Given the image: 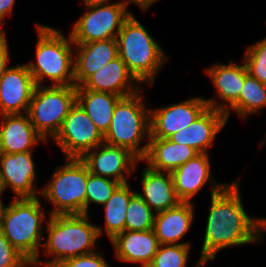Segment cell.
I'll use <instances>...</instances> for the list:
<instances>
[{
	"mask_svg": "<svg viewBox=\"0 0 266 267\" xmlns=\"http://www.w3.org/2000/svg\"><path fill=\"white\" fill-rule=\"evenodd\" d=\"M211 183V209L207 218L201 257L195 267L215 259L219 250L262 239L261 219L245 212L238 179L231 184Z\"/></svg>",
	"mask_w": 266,
	"mask_h": 267,
	"instance_id": "1",
	"label": "cell"
},
{
	"mask_svg": "<svg viewBox=\"0 0 266 267\" xmlns=\"http://www.w3.org/2000/svg\"><path fill=\"white\" fill-rule=\"evenodd\" d=\"M48 238L43 243L45 254L55 255L44 262L45 267H56L63 260L92 253L103 230L89 223L88 214L50 215Z\"/></svg>",
	"mask_w": 266,
	"mask_h": 267,
	"instance_id": "2",
	"label": "cell"
},
{
	"mask_svg": "<svg viewBox=\"0 0 266 267\" xmlns=\"http://www.w3.org/2000/svg\"><path fill=\"white\" fill-rule=\"evenodd\" d=\"M118 56L140 82L152 83L167 55L141 23L131 14L117 35Z\"/></svg>",
	"mask_w": 266,
	"mask_h": 267,
	"instance_id": "3",
	"label": "cell"
},
{
	"mask_svg": "<svg viewBox=\"0 0 266 267\" xmlns=\"http://www.w3.org/2000/svg\"><path fill=\"white\" fill-rule=\"evenodd\" d=\"M11 205H7L0 230L31 265L38 266L40 239L43 236L41 223L45 219L38 197L16 198Z\"/></svg>",
	"mask_w": 266,
	"mask_h": 267,
	"instance_id": "4",
	"label": "cell"
},
{
	"mask_svg": "<svg viewBox=\"0 0 266 267\" xmlns=\"http://www.w3.org/2000/svg\"><path fill=\"white\" fill-rule=\"evenodd\" d=\"M37 31V62L27 65L35 84L41 86L44 78H50L55 86H75L71 35L67 39L59 30L44 25H38Z\"/></svg>",
	"mask_w": 266,
	"mask_h": 267,
	"instance_id": "5",
	"label": "cell"
},
{
	"mask_svg": "<svg viewBox=\"0 0 266 267\" xmlns=\"http://www.w3.org/2000/svg\"><path fill=\"white\" fill-rule=\"evenodd\" d=\"M139 92L123 97L116 105L113 118L104 142L128 149L140 161L146 155L148 143L142 147L139 144L150 136V110L143 103ZM147 133V134H146Z\"/></svg>",
	"mask_w": 266,
	"mask_h": 267,
	"instance_id": "6",
	"label": "cell"
},
{
	"mask_svg": "<svg viewBox=\"0 0 266 267\" xmlns=\"http://www.w3.org/2000/svg\"><path fill=\"white\" fill-rule=\"evenodd\" d=\"M53 173V180L40 190L55 208L50 215L86 214L88 168L80 158H66Z\"/></svg>",
	"mask_w": 266,
	"mask_h": 267,
	"instance_id": "7",
	"label": "cell"
},
{
	"mask_svg": "<svg viewBox=\"0 0 266 267\" xmlns=\"http://www.w3.org/2000/svg\"><path fill=\"white\" fill-rule=\"evenodd\" d=\"M75 103L76 86L36 85L27 114L44 140L47 135L54 139Z\"/></svg>",
	"mask_w": 266,
	"mask_h": 267,
	"instance_id": "8",
	"label": "cell"
},
{
	"mask_svg": "<svg viewBox=\"0 0 266 267\" xmlns=\"http://www.w3.org/2000/svg\"><path fill=\"white\" fill-rule=\"evenodd\" d=\"M103 5H86L89 8L88 12L78 19L71 30L73 43L117 38L123 23L132 13L127 10V6L122 1Z\"/></svg>",
	"mask_w": 266,
	"mask_h": 267,
	"instance_id": "9",
	"label": "cell"
},
{
	"mask_svg": "<svg viewBox=\"0 0 266 267\" xmlns=\"http://www.w3.org/2000/svg\"><path fill=\"white\" fill-rule=\"evenodd\" d=\"M53 140L66 158H81L86 152L102 144L104 136L76 102Z\"/></svg>",
	"mask_w": 266,
	"mask_h": 267,
	"instance_id": "10",
	"label": "cell"
},
{
	"mask_svg": "<svg viewBox=\"0 0 266 267\" xmlns=\"http://www.w3.org/2000/svg\"><path fill=\"white\" fill-rule=\"evenodd\" d=\"M207 108L206 99L195 97L154 111L150 110L149 138L168 139L191 125Z\"/></svg>",
	"mask_w": 266,
	"mask_h": 267,
	"instance_id": "11",
	"label": "cell"
},
{
	"mask_svg": "<svg viewBox=\"0 0 266 267\" xmlns=\"http://www.w3.org/2000/svg\"><path fill=\"white\" fill-rule=\"evenodd\" d=\"M80 159L90 173L115 180L121 184L127 183L123 172L131 174L137 161H140L128 149L105 142L86 152Z\"/></svg>",
	"mask_w": 266,
	"mask_h": 267,
	"instance_id": "12",
	"label": "cell"
},
{
	"mask_svg": "<svg viewBox=\"0 0 266 267\" xmlns=\"http://www.w3.org/2000/svg\"><path fill=\"white\" fill-rule=\"evenodd\" d=\"M35 86L27 64L8 68L0 78L1 116L27 113Z\"/></svg>",
	"mask_w": 266,
	"mask_h": 267,
	"instance_id": "13",
	"label": "cell"
},
{
	"mask_svg": "<svg viewBox=\"0 0 266 267\" xmlns=\"http://www.w3.org/2000/svg\"><path fill=\"white\" fill-rule=\"evenodd\" d=\"M0 179L3 191L11 187L16 198H35V162L31 152L16 154L0 153Z\"/></svg>",
	"mask_w": 266,
	"mask_h": 267,
	"instance_id": "14",
	"label": "cell"
},
{
	"mask_svg": "<svg viewBox=\"0 0 266 267\" xmlns=\"http://www.w3.org/2000/svg\"><path fill=\"white\" fill-rule=\"evenodd\" d=\"M226 123L227 117L224 112L208 107L196 121L168 139L191 147L198 153H207L216 134Z\"/></svg>",
	"mask_w": 266,
	"mask_h": 267,
	"instance_id": "15",
	"label": "cell"
},
{
	"mask_svg": "<svg viewBox=\"0 0 266 267\" xmlns=\"http://www.w3.org/2000/svg\"><path fill=\"white\" fill-rule=\"evenodd\" d=\"M132 81L139 85L126 64L118 56L92 74L81 86L88 90L128 97L139 92L138 85L133 86L130 83Z\"/></svg>",
	"mask_w": 266,
	"mask_h": 267,
	"instance_id": "16",
	"label": "cell"
},
{
	"mask_svg": "<svg viewBox=\"0 0 266 267\" xmlns=\"http://www.w3.org/2000/svg\"><path fill=\"white\" fill-rule=\"evenodd\" d=\"M111 243L118 259L140 263L141 267L150 265L160 246L153 229L147 231L125 230L117 234Z\"/></svg>",
	"mask_w": 266,
	"mask_h": 267,
	"instance_id": "17",
	"label": "cell"
},
{
	"mask_svg": "<svg viewBox=\"0 0 266 267\" xmlns=\"http://www.w3.org/2000/svg\"><path fill=\"white\" fill-rule=\"evenodd\" d=\"M208 75L216 88V94L223 102L228 104L216 105V101L206 100L208 107L226 114L229 118L230 107L239 99L241 89L244 86L245 77L248 74L245 63L243 65L233 64L232 61L227 65L217 64L212 68L206 69Z\"/></svg>",
	"mask_w": 266,
	"mask_h": 267,
	"instance_id": "18",
	"label": "cell"
},
{
	"mask_svg": "<svg viewBox=\"0 0 266 267\" xmlns=\"http://www.w3.org/2000/svg\"><path fill=\"white\" fill-rule=\"evenodd\" d=\"M77 53L74 62L75 86H81L92 74L106 63L118 57L116 39L93 41L89 43H74Z\"/></svg>",
	"mask_w": 266,
	"mask_h": 267,
	"instance_id": "19",
	"label": "cell"
},
{
	"mask_svg": "<svg viewBox=\"0 0 266 267\" xmlns=\"http://www.w3.org/2000/svg\"><path fill=\"white\" fill-rule=\"evenodd\" d=\"M0 126V153L31 152L32 146L44 138L37 132L29 115H2Z\"/></svg>",
	"mask_w": 266,
	"mask_h": 267,
	"instance_id": "20",
	"label": "cell"
},
{
	"mask_svg": "<svg viewBox=\"0 0 266 267\" xmlns=\"http://www.w3.org/2000/svg\"><path fill=\"white\" fill-rule=\"evenodd\" d=\"M142 185L143 194L136 193L155 213L174 208L182 202L176 194L170 172L147 167L142 173Z\"/></svg>",
	"mask_w": 266,
	"mask_h": 267,
	"instance_id": "21",
	"label": "cell"
},
{
	"mask_svg": "<svg viewBox=\"0 0 266 267\" xmlns=\"http://www.w3.org/2000/svg\"><path fill=\"white\" fill-rule=\"evenodd\" d=\"M210 174L207 153H199L173 170L171 176L178 198L182 202H190V199L202 189L208 180L210 183L213 181Z\"/></svg>",
	"mask_w": 266,
	"mask_h": 267,
	"instance_id": "22",
	"label": "cell"
},
{
	"mask_svg": "<svg viewBox=\"0 0 266 267\" xmlns=\"http://www.w3.org/2000/svg\"><path fill=\"white\" fill-rule=\"evenodd\" d=\"M148 149L142 160L148 167L159 172H172L199 153L188 146L169 139L148 138Z\"/></svg>",
	"mask_w": 266,
	"mask_h": 267,
	"instance_id": "23",
	"label": "cell"
},
{
	"mask_svg": "<svg viewBox=\"0 0 266 267\" xmlns=\"http://www.w3.org/2000/svg\"><path fill=\"white\" fill-rule=\"evenodd\" d=\"M193 212L191 202H181L174 208L155 213L153 230L159 243L177 244L190 229Z\"/></svg>",
	"mask_w": 266,
	"mask_h": 267,
	"instance_id": "24",
	"label": "cell"
},
{
	"mask_svg": "<svg viewBox=\"0 0 266 267\" xmlns=\"http://www.w3.org/2000/svg\"><path fill=\"white\" fill-rule=\"evenodd\" d=\"M122 98L107 92L84 89L82 86L76 87V102L103 136L107 133L114 109Z\"/></svg>",
	"mask_w": 266,
	"mask_h": 267,
	"instance_id": "25",
	"label": "cell"
},
{
	"mask_svg": "<svg viewBox=\"0 0 266 267\" xmlns=\"http://www.w3.org/2000/svg\"><path fill=\"white\" fill-rule=\"evenodd\" d=\"M136 192L130 190L128 182L120 184L103 205L105 207V228L110 241L125 231V218L131 197Z\"/></svg>",
	"mask_w": 266,
	"mask_h": 267,
	"instance_id": "26",
	"label": "cell"
},
{
	"mask_svg": "<svg viewBox=\"0 0 266 267\" xmlns=\"http://www.w3.org/2000/svg\"><path fill=\"white\" fill-rule=\"evenodd\" d=\"M265 106L266 84L261 83L248 73L239 99L230 108L235 110L240 117L245 118L250 113L259 112Z\"/></svg>",
	"mask_w": 266,
	"mask_h": 267,
	"instance_id": "27",
	"label": "cell"
},
{
	"mask_svg": "<svg viewBox=\"0 0 266 267\" xmlns=\"http://www.w3.org/2000/svg\"><path fill=\"white\" fill-rule=\"evenodd\" d=\"M155 212L135 193L127 207L125 230L147 231L153 229Z\"/></svg>",
	"mask_w": 266,
	"mask_h": 267,
	"instance_id": "28",
	"label": "cell"
},
{
	"mask_svg": "<svg viewBox=\"0 0 266 267\" xmlns=\"http://www.w3.org/2000/svg\"><path fill=\"white\" fill-rule=\"evenodd\" d=\"M189 243L160 244L148 267H186L189 256Z\"/></svg>",
	"mask_w": 266,
	"mask_h": 267,
	"instance_id": "29",
	"label": "cell"
},
{
	"mask_svg": "<svg viewBox=\"0 0 266 267\" xmlns=\"http://www.w3.org/2000/svg\"><path fill=\"white\" fill-rule=\"evenodd\" d=\"M120 184L121 183L115 180L92 174L88 170V182L86 185V214H88L90 203L104 205Z\"/></svg>",
	"mask_w": 266,
	"mask_h": 267,
	"instance_id": "30",
	"label": "cell"
},
{
	"mask_svg": "<svg viewBox=\"0 0 266 267\" xmlns=\"http://www.w3.org/2000/svg\"><path fill=\"white\" fill-rule=\"evenodd\" d=\"M244 63L251 76L266 84V38L248 46Z\"/></svg>",
	"mask_w": 266,
	"mask_h": 267,
	"instance_id": "31",
	"label": "cell"
},
{
	"mask_svg": "<svg viewBox=\"0 0 266 267\" xmlns=\"http://www.w3.org/2000/svg\"><path fill=\"white\" fill-rule=\"evenodd\" d=\"M31 263L18 252L0 230V267H27Z\"/></svg>",
	"mask_w": 266,
	"mask_h": 267,
	"instance_id": "32",
	"label": "cell"
},
{
	"mask_svg": "<svg viewBox=\"0 0 266 267\" xmlns=\"http://www.w3.org/2000/svg\"><path fill=\"white\" fill-rule=\"evenodd\" d=\"M56 267H110L102 255L92 252L63 260Z\"/></svg>",
	"mask_w": 266,
	"mask_h": 267,
	"instance_id": "33",
	"label": "cell"
},
{
	"mask_svg": "<svg viewBox=\"0 0 266 267\" xmlns=\"http://www.w3.org/2000/svg\"><path fill=\"white\" fill-rule=\"evenodd\" d=\"M5 34L4 32H0V78L9 68L7 62L10 60Z\"/></svg>",
	"mask_w": 266,
	"mask_h": 267,
	"instance_id": "34",
	"label": "cell"
},
{
	"mask_svg": "<svg viewBox=\"0 0 266 267\" xmlns=\"http://www.w3.org/2000/svg\"><path fill=\"white\" fill-rule=\"evenodd\" d=\"M15 4V0H0V26H1V22L3 21V18L8 14H11L12 12V8ZM0 32H4L1 31L0 28Z\"/></svg>",
	"mask_w": 266,
	"mask_h": 267,
	"instance_id": "35",
	"label": "cell"
},
{
	"mask_svg": "<svg viewBox=\"0 0 266 267\" xmlns=\"http://www.w3.org/2000/svg\"><path fill=\"white\" fill-rule=\"evenodd\" d=\"M129 1L134 2L136 5H138V7L145 11L157 0H124L122 3L127 6Z\"/></svg>",
	"mask_w": 266,
	"mask_h": 267,
	"instance_id": "36",
	"label": "cell"
},
{
	"mask_svg": "<svg viewBox=\"0 0 266 267\" xmlns=\"http://www.w3.org/2000/svg\"><path fill=\"white\" fill-rule=\"evenodd\" d=\"M109 0H83L85 5H97L108 3Z\"/></svg>",
	"mask_w": 266,
	"mask_h": 267,
	"instance_id": "37",
	"label": "cell"
},
{
	"mask_svg": "<svg viewBox=\"0 0 266 267\" xmlns=\"http://www.w3.org/2000/svg\"><path fill=\"white\" fill-rule=\"evenodd\" d=\"M2 192H0V195H1ZM7 206H3L2 204V200L0 198V224H1V221H2V218H3V215H4V212H5V209H6Z\"/></svg>",
	"mask_w": 266,
	"mask_h": 267,
	"instance_id": "38",
	"label": "cell"
},
{
	"mask_svg": "<svg viewBox=\"0 0 266 267\" xmlns=\"http://www.w3.org/2000/svg\"><path fill=\"white\" fill-rule=\"evenodd\" d=\"M261 231L266 232V219H261Z\"/></svg>",
	"mask_w": 266,
	"mask_h": 267,
	"instance_id": "39",
	"label": "cell"
},
{
	"mask_svg": "<svg viewBox=\"0 0 266 267\" xmlns=\"http://www.w3.org/2000/svg\"><path fill=\"white\" fill-rule=\"evenodd\" d=\"M0 192H3V186H2V183H1V179H0Z\"/></svg>",
	"mask_w": 266,
	"mask_h": 267,
	"instance_id": "40",
	"label": "cell"
}]
</instances>
